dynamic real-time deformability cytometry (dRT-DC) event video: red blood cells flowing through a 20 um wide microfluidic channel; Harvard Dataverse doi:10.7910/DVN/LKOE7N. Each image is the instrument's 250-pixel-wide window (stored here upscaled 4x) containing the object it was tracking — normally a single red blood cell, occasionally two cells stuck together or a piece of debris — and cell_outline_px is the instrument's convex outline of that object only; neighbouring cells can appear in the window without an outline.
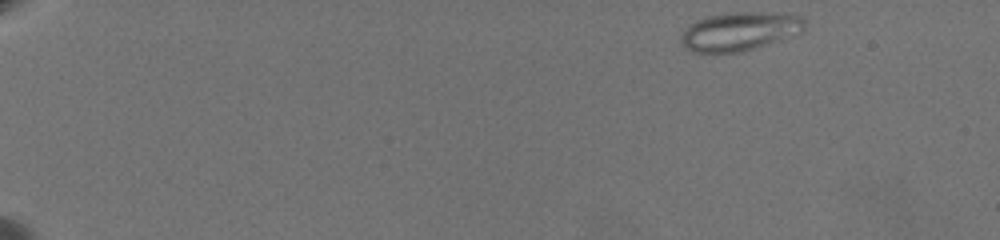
{"species": "common noctule bat (a hibernating species)", "species_latin": "Nyctalus noctula", "temperature_condition": "warm", "stored_images_in_passage": 56, "camera_frame_rate_fps": 3000, "um_per_image_px": 0.085, "animal": {"sex": "female", "body_mass_g": 19.5, "forearm_length_mm": 54.1}, "frame": {"image": 1, "passage_image": 2, "time_ms": 0.333, "image_size_px": [1000, 240], "cell_outline_px": [[804, 28], [800, 32], [744, 52], [692, 52], [684, 48], [680, 40], [680, 36], [696, 20], [708, 16], [728, 12], [792, 12], [800, 16], [804, 20]], "centroid_in_image_um": [62.88, 2.64], "position_along_channel_um": 22.1, "area_um2": 27.86}}
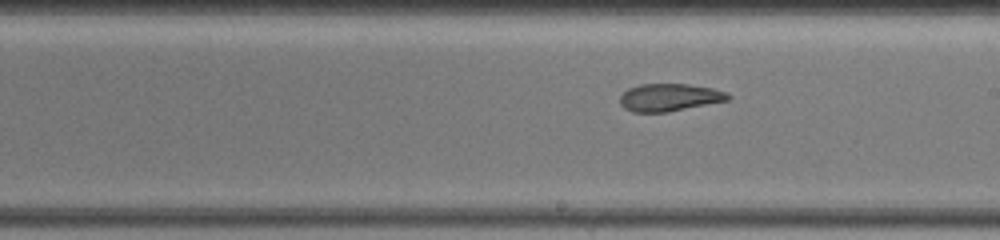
{"frame": {"image": 2, "passage_image": 33, "time_ms": 10.667, "image_size_px": [1000, 240], "cell_outline_px": [[732, 96], [728, 100], [668, 112], [632, 112], [624, 108], [620, 104], [620, 96], [628, 88], [640, 84], [688, 84], [712, 88], [728, 92]], "centroid_in_image_um": [56.9, 8.28], "position_along_channel_um": 232.1, "area_um2": 17.4}}
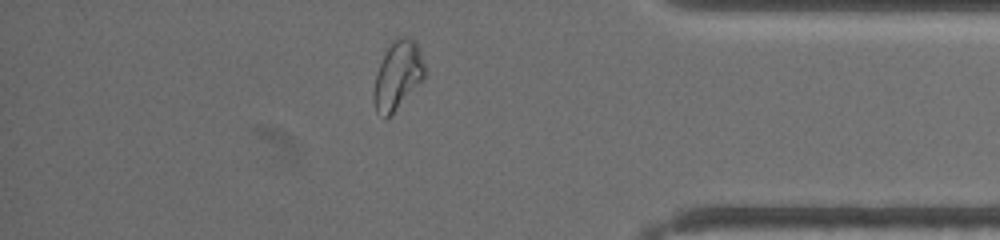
{"frame": {"image": 3, "passage_image": 49, "time_ms": 16.0, "image_size_px": [1000, 240], "cell_outline_px": [[424, 76], [392, 112], [384, 120], [376, 112], [372, 100], [372, 92], [376, 72], [392, 40], [400, 36], [408, 36], [420, 48], [424, 64]], "centroid_in_image_um": [33.75, 6.38], "position_along_channel_um": 401.5, "area_um2": 19.83}, "authors_computed_cell_mechanics": {"area_um2": 20.6635, "velocity_mm_per_s": 3.5208, "shape_relaxation_time_tau1_ms": null, "shape_relaxation_time_tau2_ms": 1.8462, "deformation_change_tau1": null, "deformation_change_tau2": 0.0908}}